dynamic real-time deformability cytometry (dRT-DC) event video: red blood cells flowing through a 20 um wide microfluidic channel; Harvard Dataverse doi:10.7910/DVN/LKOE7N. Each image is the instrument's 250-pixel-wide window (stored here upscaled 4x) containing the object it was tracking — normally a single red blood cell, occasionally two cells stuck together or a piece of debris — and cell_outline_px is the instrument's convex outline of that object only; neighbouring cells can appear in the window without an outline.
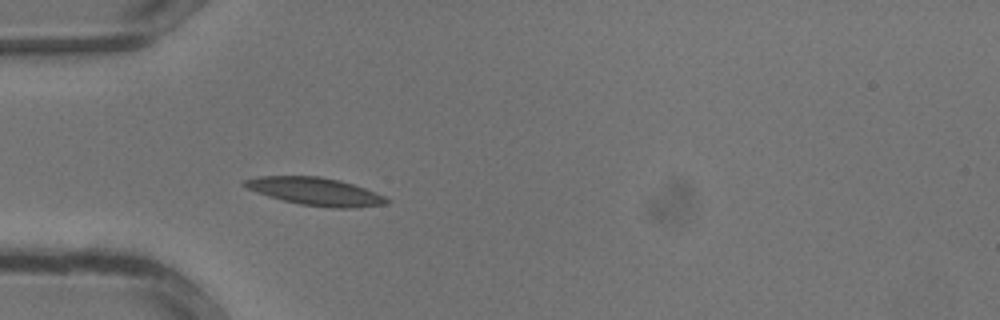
{"species": "common noctule bat (a hibernating species)", "species_latin": "Nyctalus noctula", "temperature_condition": "warm", "stored_images_in_passage": 27, "camera_frame_rate_fps": 3000, "um_per_image_px": 0.085, "animal": {"sex": "male", "body_mass_g": 13.3}, "frame": {"image": 1, "passage_image": 5, "time_ms": 1.333, "image_size_px": [1000, 320], "cell_outline_px": [[392, 200], [388, 204], [352, 208], [332, 208], [300, 204], [268, 196], [256, 192], [240, 184], [244, 180], [260, 176], [320, 176], [340, 180], [364, 188], [384, 196]], "centroid_in_image_um": [26.82, 16.27], "position_along_channel_um": 58.2, "area_um2": 22.95}}
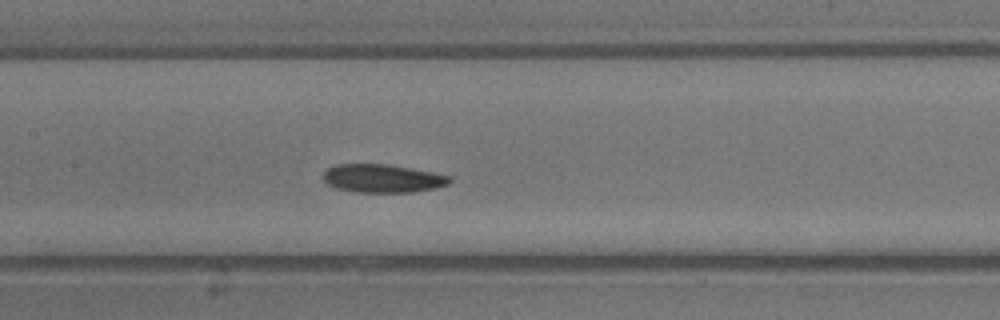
{"frame": {"image": 2, "passage_image": 11, "time_ms": 3.333, "image_size_px": [1000, 320], "cell_outline_px": [[452, 180], [448, 184], [436, 188], [412, 192], [356, 192], [336, 188], [328, 184], [324, 180], [324, 172], [328, 168], [336, 164], [388, 164], [452, 176]], "centroid_in_image_um": [32.53, 15.16], "position_along_channel_um": 174.9, "area_um2": 20.75}}
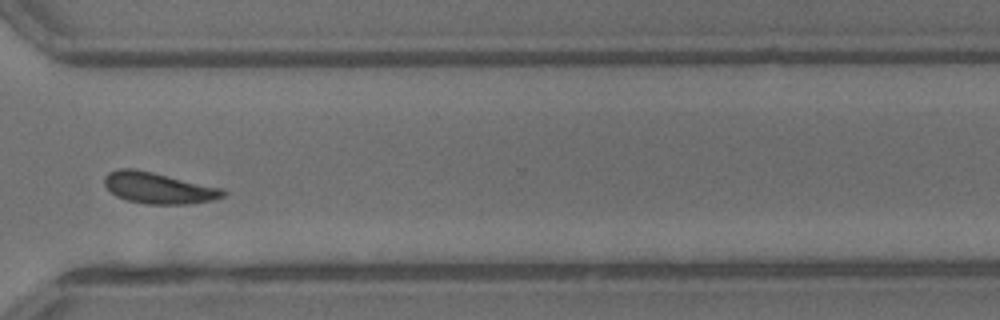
{"frame": {"image": 3, "passage_image": 20, "time_ms": 6.333, "image_size_px": [1000, 320], "cell_outline_px": [[228, 192], [224, 196], [212, 200], [184, 204], [148, 204], [128, 200], [116, 196], [104, 184], [104, 176], [108, 172], [120, 168], [132, 168], [152, 172], [220, 188]], "centroid_in_image_um": [13.43, 15.97], "position_along_channel_um": 357.2, "area_um2": 21.21}}